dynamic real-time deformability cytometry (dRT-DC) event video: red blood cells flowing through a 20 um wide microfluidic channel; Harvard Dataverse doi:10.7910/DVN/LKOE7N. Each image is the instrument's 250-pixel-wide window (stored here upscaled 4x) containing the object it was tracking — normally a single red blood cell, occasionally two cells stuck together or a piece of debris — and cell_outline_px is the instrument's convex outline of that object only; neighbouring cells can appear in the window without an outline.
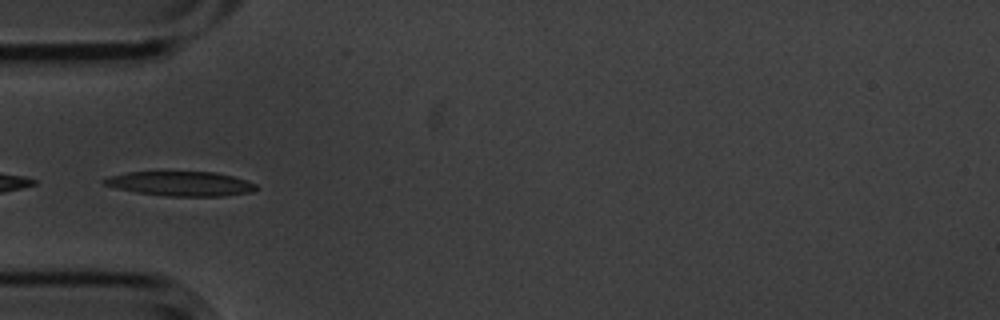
{"species": "common noctule bat (a hibernating species)", "species_latin": "Nyctalus noctula", "temperature_condition": "cold", "stored_images_in_passage": 5, "camera_frame_rate_fps": 3000, "um_per_image_px": 0.085, "animal": {"sex": "male", "body_mass_g": 20.1, "forearm_length_mm": 53.5}, "frame": {"image": 1, "passage_image": 4, "time_ms": 1.0, "image_size_px": [1000, 320], "cell_outline_px": [[256, 188], [252, 192], [224, 196], [164, 196], [136, 192], [116, 188], [104, 184], [100, 180], [108, 176], [128, 172], [216, 172], [232, 176], [256, 184]], "centroid_in_image_um": [15.32, 15.61], "position_along_channel_um": 69.7, "area_um2": 21.68}}
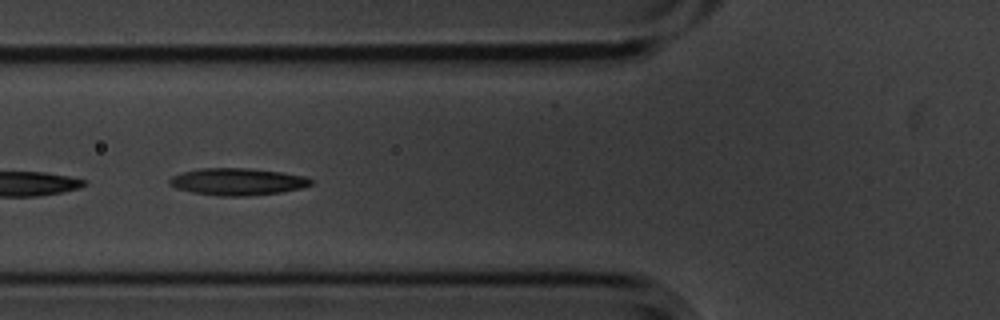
{"frame": {"image": 2, "passage_image": 5, "time_ms": 1.333, "image_size_px": [1000, 320], "cell_outline_px": [[312, 184], [300, 188], [280, 192], [248, 196], [220, 196], [192, 192], [176, 188], [168, 184], [168, 180], [172, 176], [184, 172], [200, 168], [244, 168], [280, 172], [304, 176], [312, 180]], "centroid_in_image_um": [20.15, 15.44], "position_along_channel_um": 105.7, "area_um2": 22.08}}